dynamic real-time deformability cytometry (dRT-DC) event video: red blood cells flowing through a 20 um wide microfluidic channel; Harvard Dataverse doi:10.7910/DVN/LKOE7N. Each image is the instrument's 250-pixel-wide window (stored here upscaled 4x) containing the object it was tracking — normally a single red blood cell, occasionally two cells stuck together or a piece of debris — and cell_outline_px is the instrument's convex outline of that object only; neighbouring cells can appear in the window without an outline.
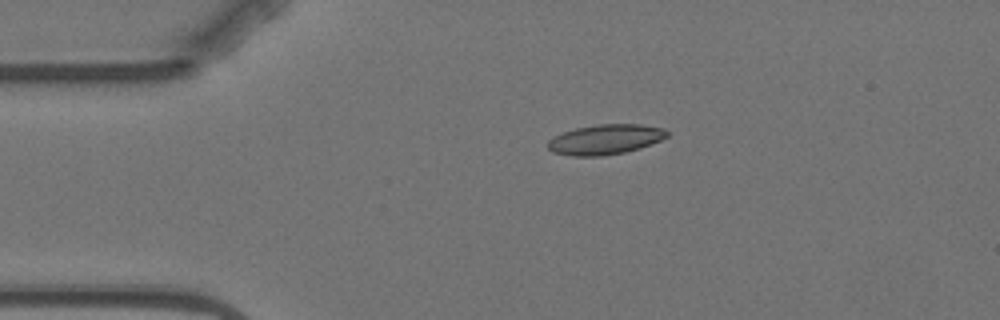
{"species": "Egyptian fruit bat (a non-hibernating species)", "species_latin": "Rousettus aegyptiacus", "temperature_condition": "warm", "stored_images_in_passage": 4, "camera_frame_rate_fps": 3000, "um_per_image_px": 0.085, "animal": {"sex": "female"}, "frame": {"image": 1, "passage_image": 3, "time_ms": 2.667, "image_size_px": [1000, 320], "cell_outline_px": [[668, 136], [660, 140], [640, 148], [624, 152], [600, 156], [572, 156], [552, 152], [548, 148], [548, 140], [552, 136], [576, 128], [600, 124], [640, 124], [664, 128], [668, 132]], "centroid_in_image_um": [51.44, 11.85], "position_along_channel_um": 33.6, "area_um2": 20.81}}